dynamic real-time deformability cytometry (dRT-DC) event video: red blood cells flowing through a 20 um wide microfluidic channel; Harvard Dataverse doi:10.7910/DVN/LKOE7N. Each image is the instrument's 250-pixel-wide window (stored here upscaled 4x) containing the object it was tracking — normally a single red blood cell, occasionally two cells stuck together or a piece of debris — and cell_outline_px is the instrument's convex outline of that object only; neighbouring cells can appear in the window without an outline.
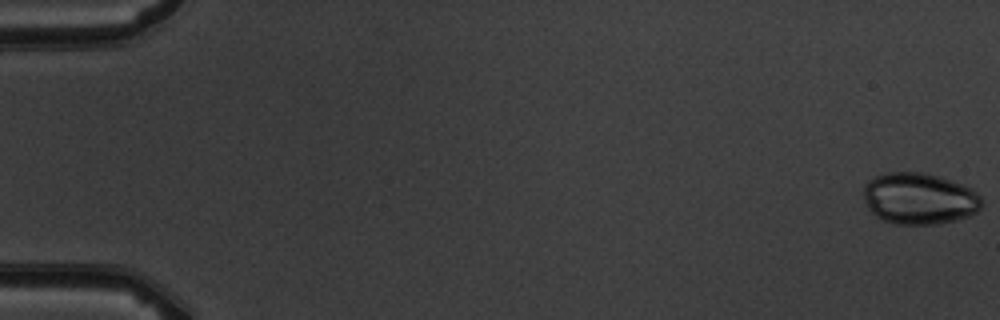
{"species": "common noctule bat (a hibernating species)", "species_latin": "Nyctalus noctula", "temperature_condition": "warm", "stored_images_in_passage": 3, "camera_frame_rate_fps": 3000, "um_per_image_px": 0.085, "animal": {"sex": "male", "body_mass_g": 19.5, "forearm_length_mm": 54.6}, "frame": {"image": 1, "passage_image": 1, "time_ms": 0.0, "image_size_px": [1000, 320], "cell_outline_px": [[980, 208], [972, 216], [940, 224], [896, 224], [884, 220], [876, 216], [868, 208], [864, 200], [864, 184], [868, 180], [876, 176], [888, 172], [924, 172], [952, 180], [964, 184], [972, 188], [980, 196]], "centroid_in_image_um": [78.15, 16.87], "position_along_channel_um": 6.9, "area_um2": 35.72}}